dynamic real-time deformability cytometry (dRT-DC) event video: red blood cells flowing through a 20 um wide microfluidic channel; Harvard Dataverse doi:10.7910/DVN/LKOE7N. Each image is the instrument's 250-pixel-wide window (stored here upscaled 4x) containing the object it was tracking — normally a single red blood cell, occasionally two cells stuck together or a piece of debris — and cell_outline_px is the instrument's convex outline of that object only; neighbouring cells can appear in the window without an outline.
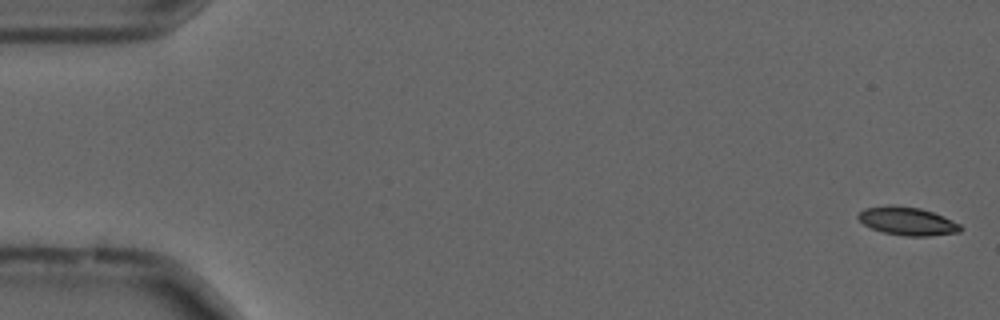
{"species": "common noctule bat (a hibernating species)", "species_latin": "Nyctalus noctula", "temperature_condition": "cold", "stored_images_in_passage": 56, "camera_frame_rate_fps": 3000, "um_per_image_px": 0.085, "animal": {"sex": "male", "forearm_length_mm": 52.5}, "frame": {"image": 1, "passage_image": 2, "time_ms": 0.333, "image_size_px": [1000, 320], "cell_outline_px": [[964, 228], [960, 232], [928, 236], [904, 236], [884, 232], [872, 228], [864, 224], [856, 216], [864, 208], [888, 204], [920, 208], [944, 216], [960, 224]], "centroid_in_image_um": [77.14, 18.79], "position_along_channel_um": 7.9, "area_um2": 16.88}}
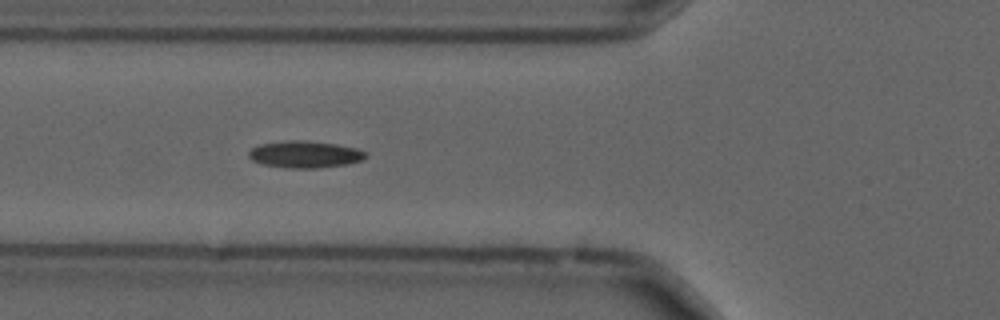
{"frame": {"image": 2, "passage_image": 21, "time_ms": 6.667, "image_size_px": [1000, 320], "cell_outline_px": [[368, 156], [360, 160], [348, 164], [320, 168], [288, 168], [264, 164], [252, 160], [248, 156], [248, 152], [252, 148], [260, 144], [288, 140], [304, 140], [336, 144], [356, 148], [368, 152]], "centroid_in_image_um": [25.94, 13.12], "position_along_channel_um": 99.9, "area_um2": 18.38}}
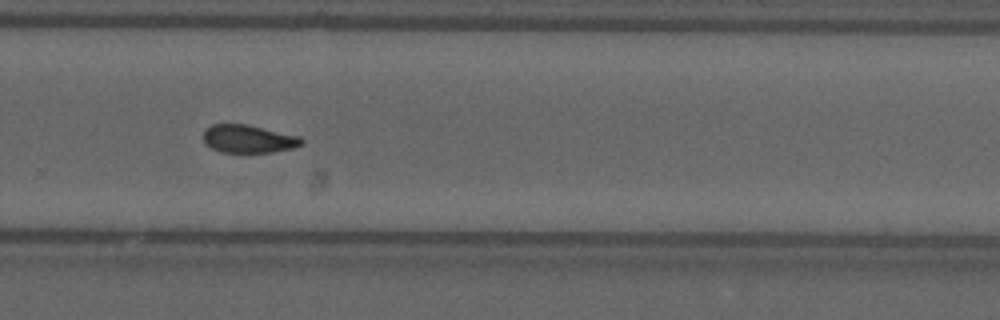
{"frame": {"image": 3, "passage_image": 38, "time_ms": 12.333, "image_size_px": [1000, 320], "cell_outline_px": [[304, 144], [292, 148], [272, 152], [220, 152], [204, 144], [204, 128], [212, 124], [248, 124], [300, 136], [304, 140]], "centroid_in_image_um": [21.12, 11.79], "position_along_channel_um": 308.7, "area_um2": 16.18}, "authors_computed_cell_mechanics": {"area_um2": 16.6464, "velocity_mm_per_s": 3.6913, "shape_relaxation_time_tau1_ms": null, "shape_relaxation_time_tau2_ms": 5.5357, "deformation_change_tau1": null, "deformation_change_tau2": 0.1126}}